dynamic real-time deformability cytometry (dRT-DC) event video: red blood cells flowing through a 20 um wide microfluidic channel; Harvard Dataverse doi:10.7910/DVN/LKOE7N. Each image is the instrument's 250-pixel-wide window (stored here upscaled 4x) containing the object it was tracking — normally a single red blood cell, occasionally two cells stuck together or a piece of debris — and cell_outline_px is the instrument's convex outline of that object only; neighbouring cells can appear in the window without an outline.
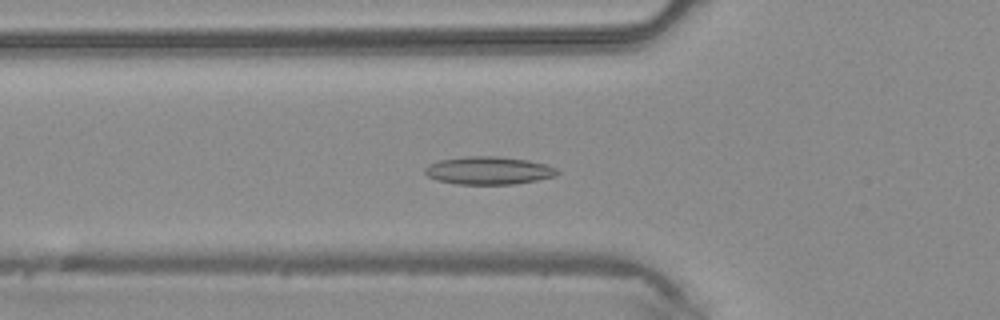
{"species": "common noctule bat (a hibernating species)", "species_latin": "Nyctalus noctula", "temperature_condition": "warm", "stored_images_in_passage": 46, "camera_frame_rate_fps": 3000, "um_per_image_px": 0.085, "animal": {"sex": "male", "body_mass_g": 20.4}, "frame": {"image": 1, "passage_image": 16, "time_ms": 5.0, "image_size_px": [1000, 320], "cell_outline_px": [[560, 172], [556, 176], [536, 180], [512, 184], [456, 184], [436, 180], [428, 176], [424, 172], [424, 168], [428, 164], [440, 160], [468, 156], [496, 156], [528, 160], [544, 164], [556, 168]], "centroid_in_image_um": [41.51, 14.49], "position_along_channel_um": 84.3, "area_um2": 21.44}}
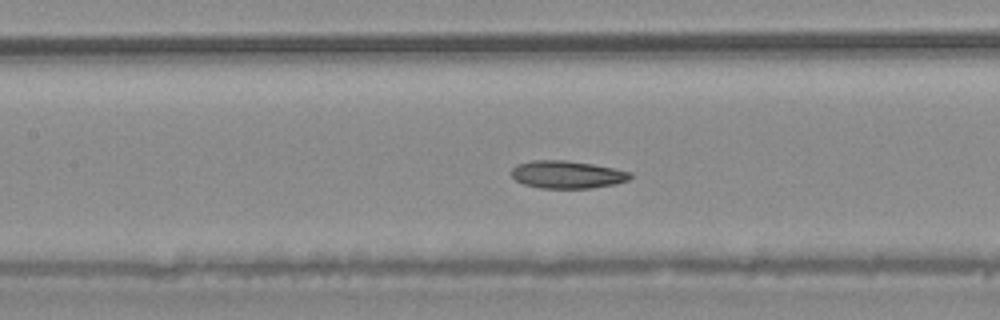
{"frame": {"image": 2, "passage_image": 21, "time_ms": 6.667, "image_size_px": [1000, 320], "cell_outline_px": [[632, 176], [628, 180], [616, 184], [592, 188], [540, 188], [524, 184], [516, 180], [512, 176], [512, 168], [516, 164], [532, 160], [564, 160], [592, 164], [632, 172]], "centroid_in_image_um": [48.2, 14.84], "position_along_channel_um": 159.2, "area_um2": 19.13}}
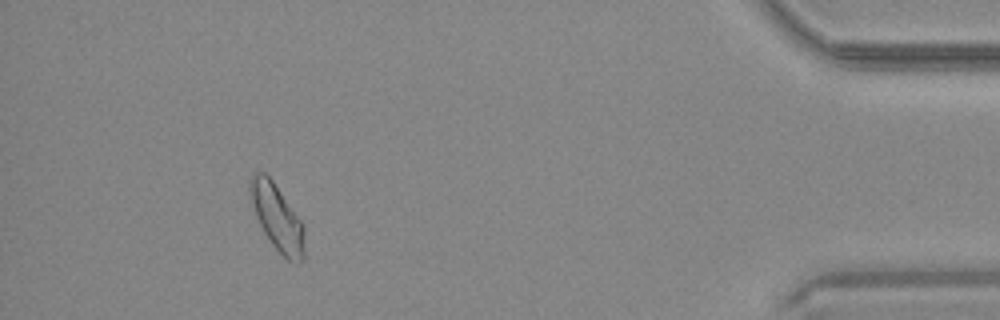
{"frame": {"image": 3, "passage_image": 42, "time_ms": 13.667, "image_size_px": [1000, 320], "cell_outline_px": [[304, 256], [300, 260], [288, 260], [272, 244], [264, 232], [256, 216], [248, 192], [248, 180], [252, 172], [264, 172], [272, 180], [304, 224]], "centroid_in_image_um": [23.52, 18.41], "position_along_channel_um": 411.7, "area_um2": 20.75}}